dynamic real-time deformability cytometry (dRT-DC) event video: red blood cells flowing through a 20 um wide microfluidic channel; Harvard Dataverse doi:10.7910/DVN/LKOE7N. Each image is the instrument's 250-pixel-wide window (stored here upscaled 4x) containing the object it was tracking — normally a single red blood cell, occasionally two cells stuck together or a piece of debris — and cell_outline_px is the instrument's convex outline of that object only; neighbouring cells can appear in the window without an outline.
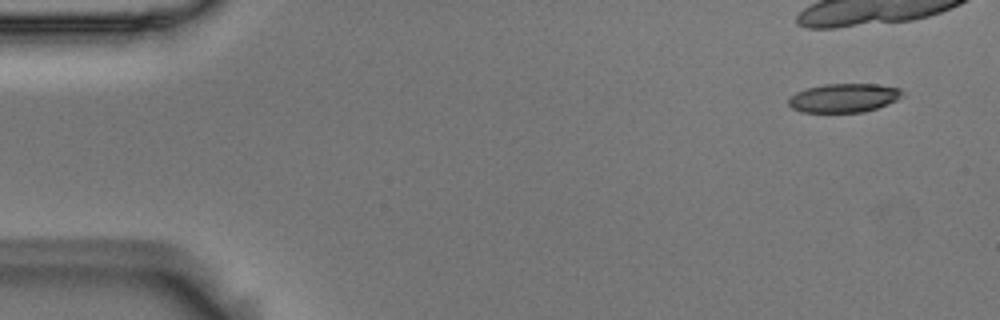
{"species": "Egyptian fruit bat (a non-hibernating species)", "species_latin": "Rousettus aegyptiacus", "temperature_condition": "room temperature", "stored_images_in_passage": 6, "segment_of_instrument_passage": [1, 2], "camera_frame_rate_fps": 3000, "um_per_image_px": 0.085, "animal": {"sex": "male"}, "frame": {"image": 1, "passage_image": 1, "time_ms": 0.0, "image_size_px": [1000, 320], "cell_outline_px": [[904, 96], [888, 104], [864, 112], [800, 112], [792, 108], [788, 104], [788, 96], [796, 92], [808, 88], [824, 84], [880, 84], [900, 88], [904, 92]], "centroid_in_image_um": [71.73, 8.32], "position_along_channel_um": 13.3, "area_um2": 19.31}}
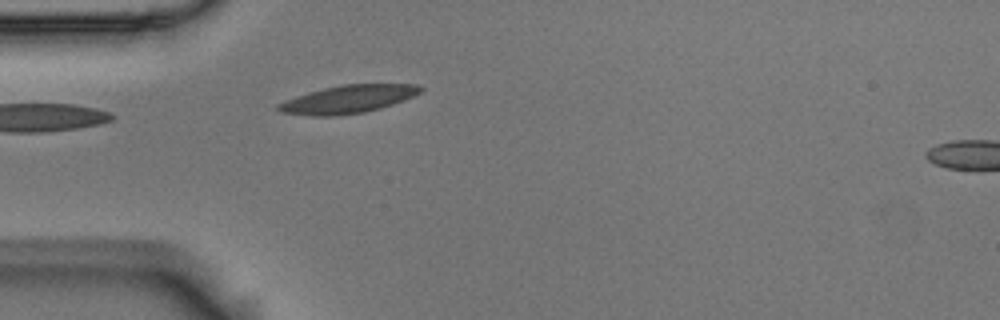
{"frame": {"image": 2, "passage_image": 5, "time_ms": 1.333, "image_size_px": [1000, 320], "cell_outline_px": [[424, 88], [420, 92], [404, 100], [380, 108], [364, 112], [332, 116], [312, 116], [280, 112], [276, 108], [276, 104], [284, 100], [308, 92], [324, 88], [344, 84], [416, 84]], "centroid_in_image_um": [29.54, 8.43], "position_along_channel_um": 55.5, "area_um2": 23.06}}